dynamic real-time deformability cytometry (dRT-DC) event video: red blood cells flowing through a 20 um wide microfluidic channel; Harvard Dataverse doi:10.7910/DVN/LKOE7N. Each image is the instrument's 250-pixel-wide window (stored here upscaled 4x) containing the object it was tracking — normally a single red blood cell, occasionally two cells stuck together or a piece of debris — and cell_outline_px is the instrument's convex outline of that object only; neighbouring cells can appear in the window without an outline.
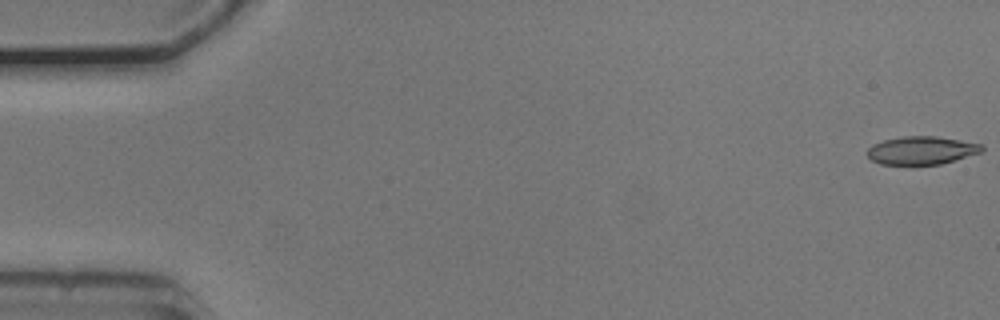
{"species": "common noctule bat (a hibernating species)", "species_latin": "Nyctalus noctula", "temperature_condition": "cold", "stored_images_in_passage": 54, "camera_frame_rate_fps": 3000, "um_per_image_px": 0.085, "animal": {"sex": "male", "body_mass_g": 20.5, "forearm_length_mm": 52.5}, "frame": {"image": 1, "passage_image": 1, "time_ms": 0.0, "image_size_px": [1000, 320], "cell_outline_px": [[984, 152], [940, 164], [880, 164], [872, 160], [868, 156], [868, 148], [872, 144], [884, 140], [904, 136], [936, 136], [984, 144]], "centroid_in_image_um": [78.38, 12.77], "position_along_channel_um": 6.6, "area_um2": 18.79}}
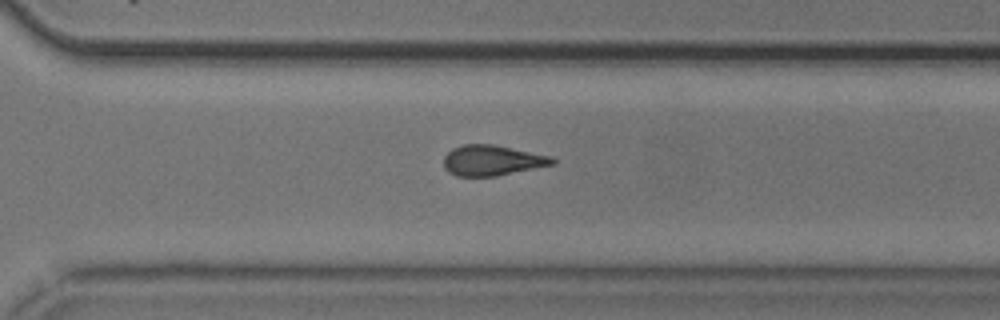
{"frame": {"image": 2, "passage_image": 38, "time_ms": 12.333, "image_size_px": [1000, 320], "cell_outline_px": [[556, 164], [496, 176], [456, 176], [448, 172], [444, 168], [444, 156], [452, 148], [460, 144], [492, 144], [552, 156], [556, 160]], "centroid_in_image_um": [41.83, 13.63], "position_along_channel_um": 328.8, "area_um2": 19.42}}
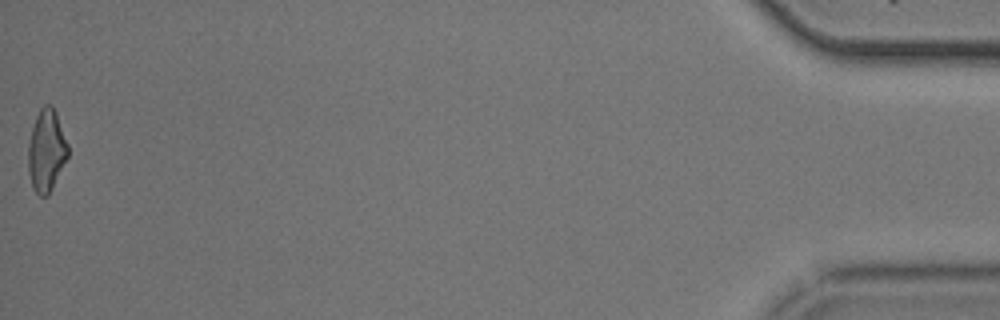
{"frame": {"image": 3, "passage_image": 54, "time_ms": 17.667, "image_size_px": [1000, 320], "cell_outline_px": [[68, 156], [48, 196], [40, 196], [32, 188], [28, 172], [28, 144], [32, 128], [36, 116], [40, 108], [44, 104], [52, 104], [56, 112], [68, 144]], "centroid_in_image_um": [3.93, 12.79], "position_along_channel_um": 431.3, "area_um2": 19.07}, "authors_computed_cell_mechanics": {"area_um2": 19.4497, "velocity_mm_per_s": 3.7651, "shape_relaxation_time_tau1_ms": 5.2355, "shape_relaxation_time_tau2_ms": 5.8812, "deformation_change_tau1": 0.1328, "deformation_change_tau2": 0.1657}}